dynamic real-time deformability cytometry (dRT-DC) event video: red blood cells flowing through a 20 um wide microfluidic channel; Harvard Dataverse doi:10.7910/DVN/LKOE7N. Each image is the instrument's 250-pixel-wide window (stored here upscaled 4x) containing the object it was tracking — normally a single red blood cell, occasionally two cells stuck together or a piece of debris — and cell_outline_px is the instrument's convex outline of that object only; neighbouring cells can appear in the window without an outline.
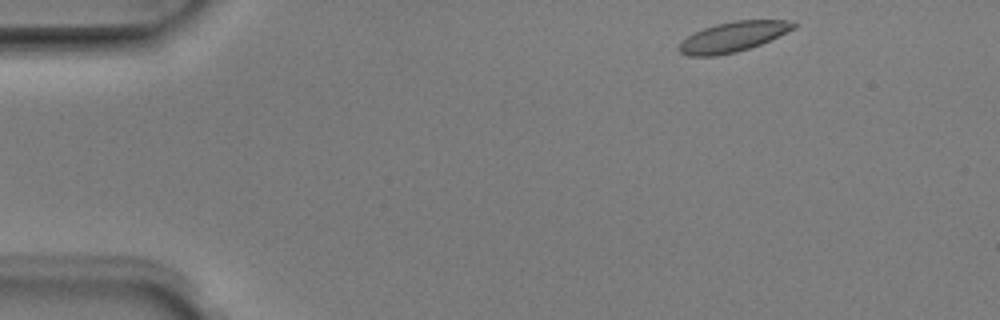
{"species": "Egyptian fruit bat (a non-hibernating species)", "species_latin": "Rousettus aegyptiacus", "temperature_condition": "room temperature", "stored_images_in_passage": 45, "camera_frame_rate_fps": 3000, "um_per_image_px": 0.085, "animal": {"sex": "male"}, "frame": {"image": 1, "passage_image": 1, "time_ms": 0.0, "image_size_px": [1000, 320], "cell_outline_px": [[796, 28], [760, 44], [736, 52], [716, 56], [688, 56], [680, 52], [676, 48], [688, 36], [704, 28], [716, 24], [736, 20], [788, 20], [796, 24]], "centroid_in_image_um": [62.3, 3.13], "position_along_channel_um": 22.7, "area_um2": 19.83}}
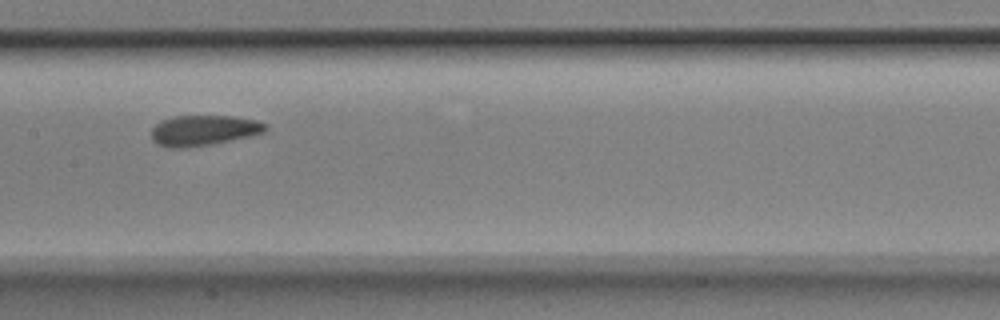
{"frame": {"image": 2, "passage_image": 20, "time_ms": 6.333, "image_size_px": [1000, 320], "cell_outline_px": [[268, 128], [264, 132], [248, 136], [212, 144], [184, 148], [168, 148], [156, 144], [152, 140], [152, 128], [160, 120], [172, 116], [232, 116], [256, 120], [268, 124]], "centroid_in_image_um": [17.27, 11.08], "position_along_channel_um": 190.1, "area_um2": 20.35}}
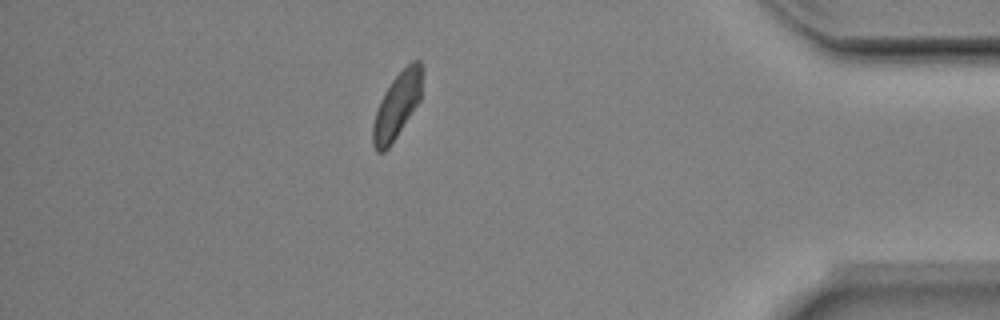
{"frame": {"image": 3, "passage_image": 39, "time_ms": 12.667, "image_size_px": [1000, 320], "cell_outline_px": [[424, 68], [420, 100], [388, 148], [384, 152], [376, 152], [372, 144], [372, 124], [380, 100], [384, 92], [392, 80], [412, 60], [420, 60]], "centroid_in_image_um": [33.75, 8.94], "position_along_channel_um": 401.4, "area_um2": 18.84}, "authors_computed_cell_mechanics": {"area_um2": 19.8832, "velocity_mm_per_s": 3.9574, "shape_relaxation_time_tau1_ms": 2.2466, "shape_relaxation_time_tau2_ms": 1.4731, "deformation_change_tau1": 0.1086, "deformation_change_tau2": 0.0751}}